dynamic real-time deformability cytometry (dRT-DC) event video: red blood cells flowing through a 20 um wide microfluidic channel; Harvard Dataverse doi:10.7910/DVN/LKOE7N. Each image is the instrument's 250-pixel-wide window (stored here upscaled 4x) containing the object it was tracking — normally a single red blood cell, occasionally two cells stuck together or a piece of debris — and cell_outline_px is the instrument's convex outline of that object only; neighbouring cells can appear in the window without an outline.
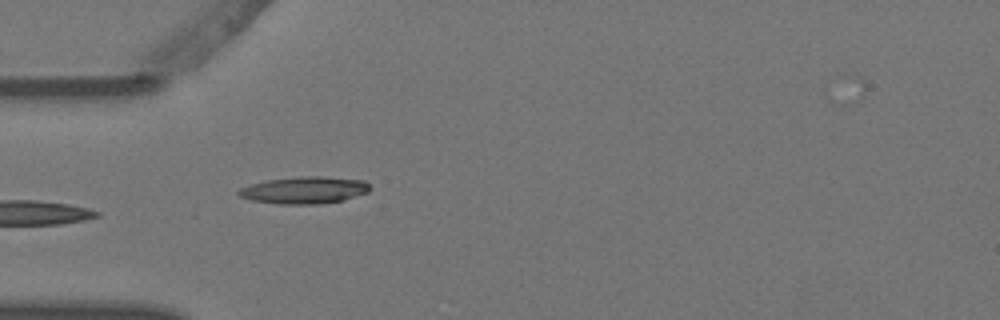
{"species": "Egyptian fruit bat (a non-hibernating species)", "species_latin": "Rousettus aegyptiacus", "temperature_condition": "warm", "stored_images_in_passage": 4, "camera_frame_rate_fps": 3000, "um_per_image_px": 0.085, "animal": {"sex": "female"}, "frame": {"image": 1, "passage_image": 4, "time_ms": 1.0, "image_size_px": [1000, 320], "cell_outline_px": [[372, 188], [368, 192], [344, 200], [320, 204], [276, 204], [252, 200], [240, 196], [236, 192], [240, 188], [252, 184], [268, 180], [300, 176], [320, 176], [364, 180]], "centroid_in_image_um": [25.9, 16.16], "position_along_channel_um": 59.1, "area_um2": 20.69}}